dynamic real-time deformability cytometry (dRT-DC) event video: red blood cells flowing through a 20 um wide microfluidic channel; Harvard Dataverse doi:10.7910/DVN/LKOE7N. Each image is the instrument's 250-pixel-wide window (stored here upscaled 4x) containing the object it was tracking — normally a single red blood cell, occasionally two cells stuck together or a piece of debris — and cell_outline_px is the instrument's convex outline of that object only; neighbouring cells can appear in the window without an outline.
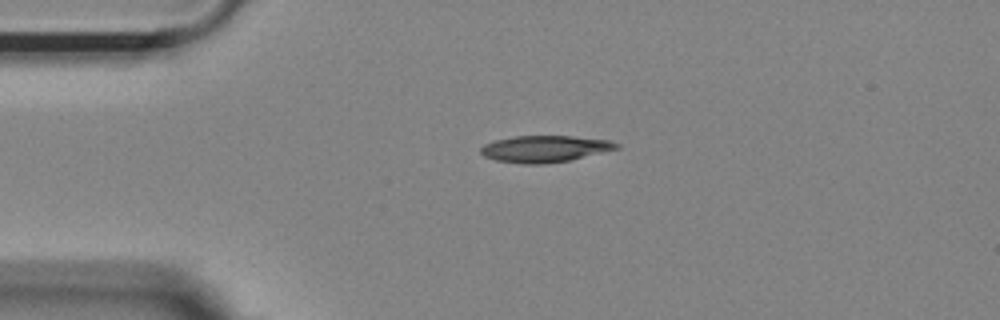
{"species": "Egyptian fruit bat (a non-hibernating species)", "species_latin": "Rousettus aegyptiacus", "temperature_condition": "room temperature", "stored_images_in_passage": 43, "camera_frame_rate_fps": 3000, "um_per_image_px": 0.085, "animal": {"sex": "female"}, "frame": {"image": 1, "passage_image": 1, "time_ms": 0.0, "image_size_px": [1000, 320], "cell_outline_px": [[620, 148], [568, 160], [540, 164], [524, 164], [496, 160], [484, 156], [480, 152], [480, 148], [484, 144], [496, 140], [516, 136], [572, 136], [612, 140], [620, 144]], "centroid_in_image_um": [46.32, 12.64], "position_along_channel_um": 38.7, "area_um2": 20.92}}
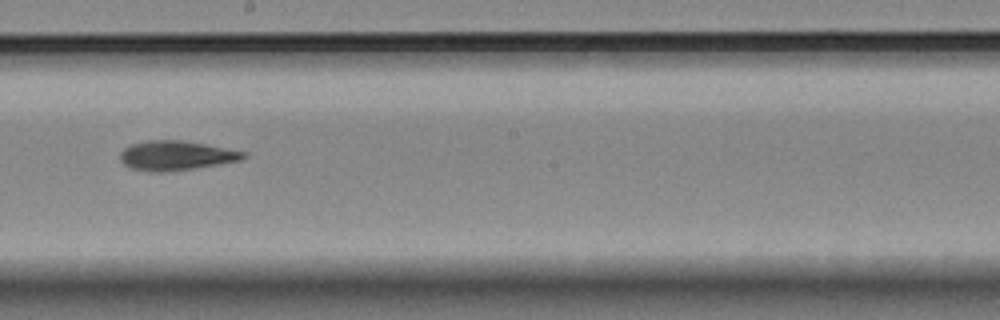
{"frame": {"image": 2, "passage_image": 19, "time_ms": 6.0, "image_size_px": [1000, 320], "cell_outline_px": [[248, 156], [240, 160], [192, 168], [164, 172], [148, 172], [128, 168], [120, 160], [120, 152], [124, 148], [132, 144], [148, 140], [180, 140], [204, 144], [248, 152]], "centroid_in_image_um": [14.92, 13.22], "position_along_channel_um": 233.3, "area_um2": 21.1}}
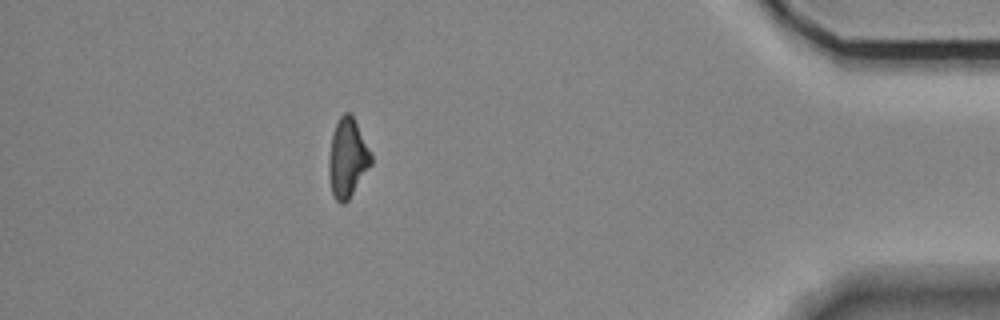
{"frame": {"image": 3, "passage_image": 37, "time_ms": 12.0, "image_size_px": [1000, 320], "cell_outline_px": [[372, 164], [348, 200], [344, 204], [340, 204], [336, 200], [332, 192], [328, 176], [328, 156], [332, 132], [340, 116], [344, 112], [348, 112], [352, 116], [372, 152]], "centroid_in_image_um": [29.53, 13.44], "position_along_channel_um": 405.7, "area_um2": 19.59}, "authors_computed_cell_mechanics": {"area_um2": 20.5768, "velocity_mm_per_s": 3.6742, "shape_relaxation_time_tau1_ms": 9.6985, "shape_relaxation_time_tau2_ms": null, "deformation_change_tau1": 0.2011, "deformation_change_tau2": null}}